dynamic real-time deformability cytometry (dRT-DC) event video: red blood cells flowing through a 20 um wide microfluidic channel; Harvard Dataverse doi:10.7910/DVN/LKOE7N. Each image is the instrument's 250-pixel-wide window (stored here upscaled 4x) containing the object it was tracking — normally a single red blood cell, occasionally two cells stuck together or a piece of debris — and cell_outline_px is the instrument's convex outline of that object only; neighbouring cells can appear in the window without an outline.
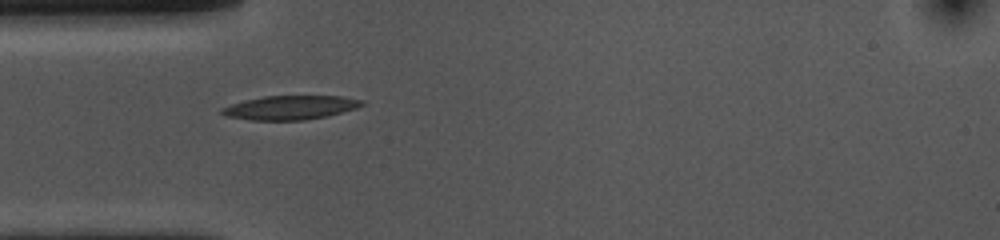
{"species": "common noctule bat (a hibernating species)", "species_latin": "Nyctalus noctula", "temperature_condition": "cold", "stored_images_in_passage": 40, "camera_frame_rate_fps": 3000, "um_per_image_px": 0.085, "animal": {"sex": "female", "body_mass_g": 10.0, "forearm_length_mm": 53.1}, "frame": {"image": 1, "passage_image": 1, "time_ms": 0.0, "image_size_px": [1000, 240], "cell_outline_px": [[364, 104], [356, 108], [328, 116], [304, 120], [252, 120], [224, 116], [220, 112], [220, 108], [244, 100], [264, 96], [340, 96], [364, 100]], "centroid_in_image_um": [24.66, 9.14], "position_along_channel_um": 60.3, "area_um2": 19.59}}
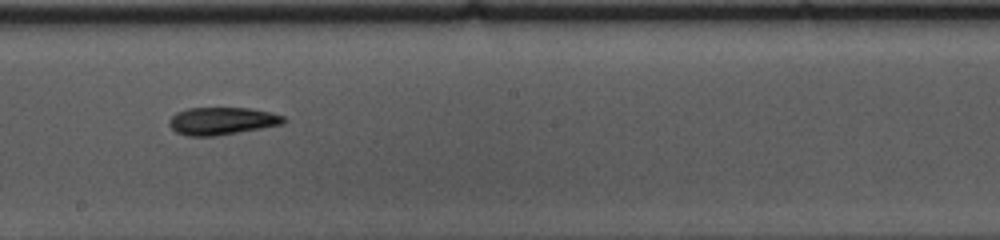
{"frame": {"image": 2, "passage_image": 15, "time_ms": 4.667, "image_size_px": [1000, 240], "cell_outline_px": [[288, 120], [284, 124], [216, 136], [188, 136], [176, 132], [168, 124], [168, 120], [176, 112], [188, 108], [248, 108], [272, 112], [284, 116]], "centroid_in_image_um": [18.88, 10.28], "position_along_channel_um": 229.3, "area_um2": 18.5}}
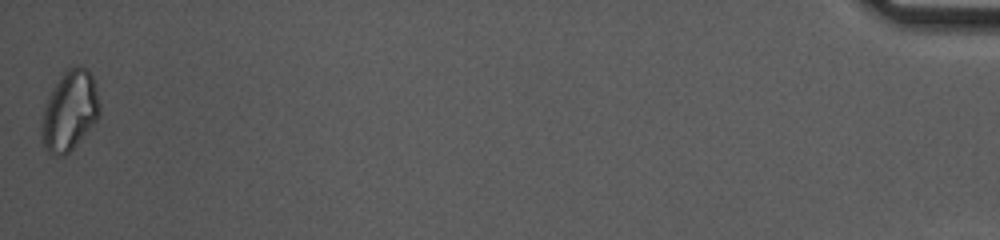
{"frame": {"image": 3, "passage_image": 40, "time_ms": 13.0, "image_size_px": [1000, 240], "cell_outline_px": [[100, 116], [72, 148], [64, 156], [52, 156], [44, 148], [40, 140], [40, 132], [44, 104], [52, 88], [60, 76], [68, 68], [76, 64], [80, 64], [88, 68], [96, 84], [100, 104]], "centroid_in_image_um": [5.9, 9.4], "position_along_channel_um": 429.3, "area_um2": 27.51}, "authors_computed_cell_mechanics": {"area_um2": 18.8428, "velocity_mm_per_s": 3.6164, "shape_relaxation_time_tau1_ms": 5.9103, "shape_relaxation_time_tau2_ms": 5.1171, "deformation_change_tau1": 0.1348, "deformation_change_tau2": 0.1302}}